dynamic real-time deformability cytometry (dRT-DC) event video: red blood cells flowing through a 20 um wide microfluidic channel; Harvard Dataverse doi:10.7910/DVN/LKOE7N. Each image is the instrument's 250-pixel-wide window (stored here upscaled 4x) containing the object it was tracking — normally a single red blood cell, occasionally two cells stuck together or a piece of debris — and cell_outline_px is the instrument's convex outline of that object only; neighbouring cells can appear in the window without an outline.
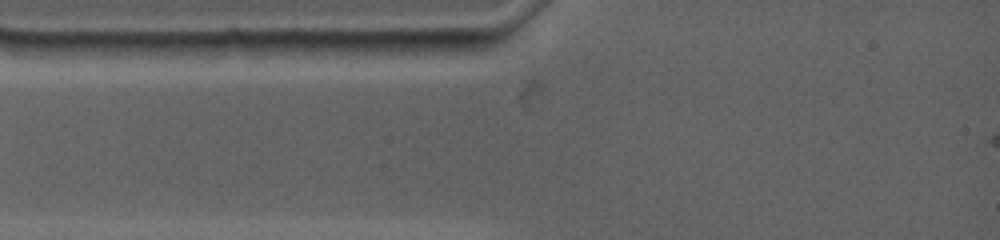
{"species": "common noctule bat (a hibernating species)", "species_latin": "Nyctalus noctula", "temperature_condition": "warm", "stored_images_in_passage": 3, "camera_frame_rate_fps": 4500, "um_per_image_px": 0.085, "animal": {"sex": "female", "body_mass_g": 19.0, "forearm_length_mm": 53.3}, "frame": {"image": 1, "passage_image": 2, "time_ms": 0.444, "image_size_px": [1000, 240], "cell_outline_px": [[480, 48], [452, 56], [412, 56], [356, 52], [348, 40], [480, 40]], "centroid_in_image_um": [35.33, 4.01], "position_along_channel_um": 49.7, "area_um2": 13.06}}